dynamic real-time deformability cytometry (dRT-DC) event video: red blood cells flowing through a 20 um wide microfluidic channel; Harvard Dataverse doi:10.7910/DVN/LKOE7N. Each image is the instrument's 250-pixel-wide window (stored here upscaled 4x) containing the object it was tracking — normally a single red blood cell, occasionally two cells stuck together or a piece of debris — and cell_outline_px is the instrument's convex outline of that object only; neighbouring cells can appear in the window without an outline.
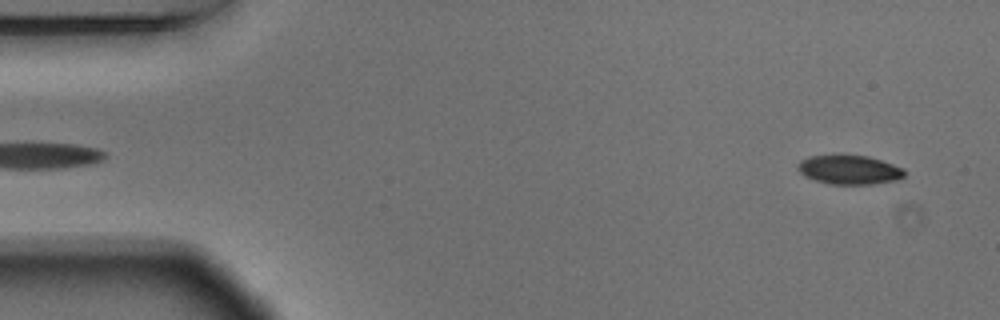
{"species": "Egyptian fruit bat (a non-hibernating species)", "species_latin": "Rousettus aegyptiacus", "temperature_condition": "warm", "stored_images_in_passage": 55, "segment_of_instrument_passage": [1, 2], "camera_frame_rate_fps": 3000, "um_per_image_px": 0.085, "animal": {"sex": "male"}, "frame": {"image": 1, "passage_image": 3, "time_ms": 0.667, "image_size_px": [1000, 320], "cell_outline_px": [[904, 176], [896, 180], [872, 184], [832, 184], [816, 180], [804, 176], [796, 168], [796, 164], [800, 160], [808, 156], [840, 152], [868, 156], [904, 168]], "centroid_in_image_um": [72.12, 14.38], "position_along_channel_um": 12.9, "area_um2": 18.73}}
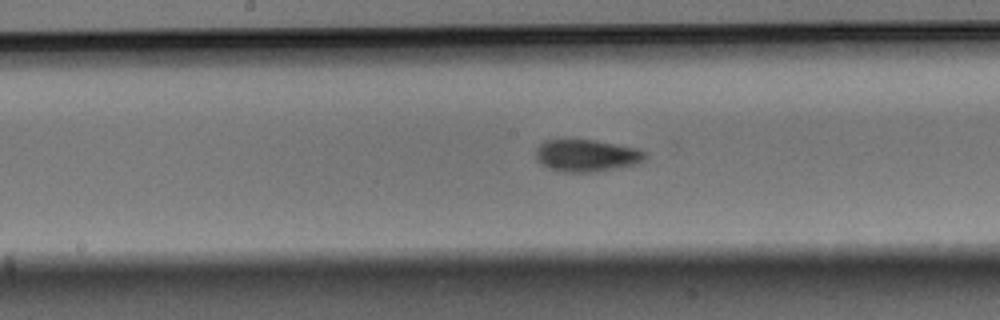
{"frame": {"image": 2, "passage_image": 27, "time_ms": 8.667, "image_size_px": [1000, 320], "cell_outline_px": [[644, 160], [636, 164], [596, 172], [564, 172], [548, 168], [540, 164], [536, 160], [536, 148], [544, 140], [596, 140], [636, 148], [644, 152]], "centroid_in_image_um": [49.81, 13.23], "position_along_channel_um": 198.4, "area_um2": 20.4}}
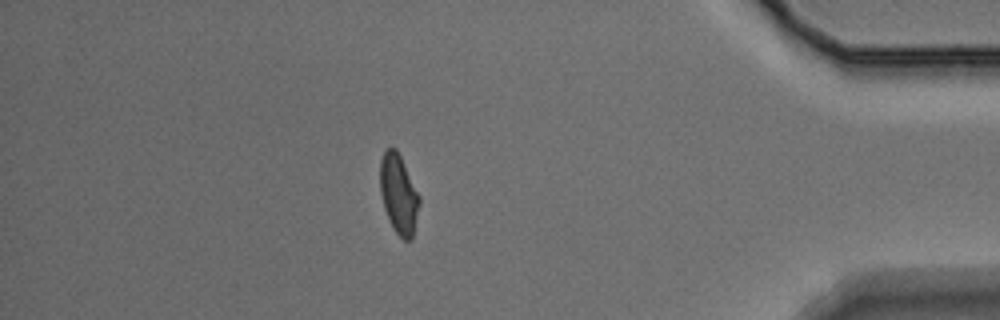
{"frame": {"image": 3, "passage_image": 47, "time_ms": 15.333, "image_size_px": [1000, 320], "cell_outline_px": [[420, 204], [412, 240], [404, 240], [392, 228], [384, 208], [380, 192], [380, 160], [384, 152], [388, 148], [396, 148], [420, 196]], "centroid_in_image_um": [33.89, 16.52], "position_along_channel_um": 401.3, "area_um2": 18.15}}